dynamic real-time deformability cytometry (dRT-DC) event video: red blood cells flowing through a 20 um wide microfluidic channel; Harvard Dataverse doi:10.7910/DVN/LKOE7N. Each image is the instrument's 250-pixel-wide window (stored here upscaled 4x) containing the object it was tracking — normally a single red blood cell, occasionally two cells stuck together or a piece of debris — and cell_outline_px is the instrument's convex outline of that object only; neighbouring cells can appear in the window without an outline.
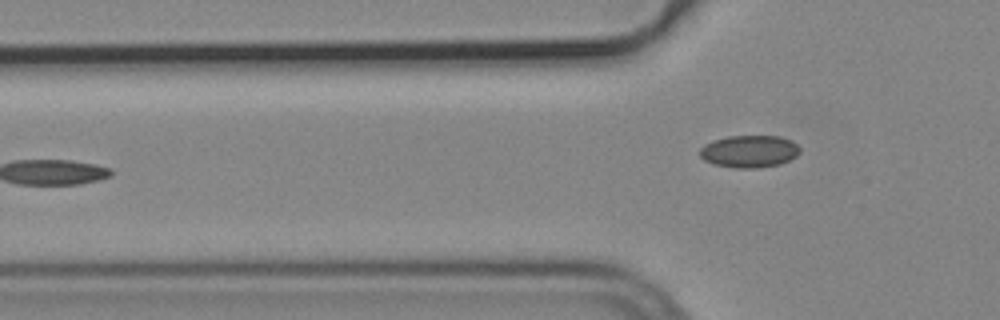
{"species": "common noctule bat (a hibernating species)", "species_latin": "Nyctalus noctula", "temperature_condition": "cold", "stored_images_in_passage": 7, "camera_frame_rate_fps": 3000, "um_per_image_px": 0.085, "animal": {"sex": "male", "body_mass_g": 19.2, "forearm_length_mm": 51.8}, "frame": {"image": 1, "passage_image": 7, "time_ms": 2.0, "image_size_px": [1000, 320], "cell_outline_px": [[800, 152], [796, 156], [780, 164], [756, 168], [736, 168], [712, 164], [704, 160], [700, 156], [700, 148], [704, 144], [712, 140], [728, 136], [780, 136], [792, 140], [800, 148]], "centroid_in_image_um": [63.68, 12.86], "position_along_channel_um": 62.1, "area_um2": 18.96}}